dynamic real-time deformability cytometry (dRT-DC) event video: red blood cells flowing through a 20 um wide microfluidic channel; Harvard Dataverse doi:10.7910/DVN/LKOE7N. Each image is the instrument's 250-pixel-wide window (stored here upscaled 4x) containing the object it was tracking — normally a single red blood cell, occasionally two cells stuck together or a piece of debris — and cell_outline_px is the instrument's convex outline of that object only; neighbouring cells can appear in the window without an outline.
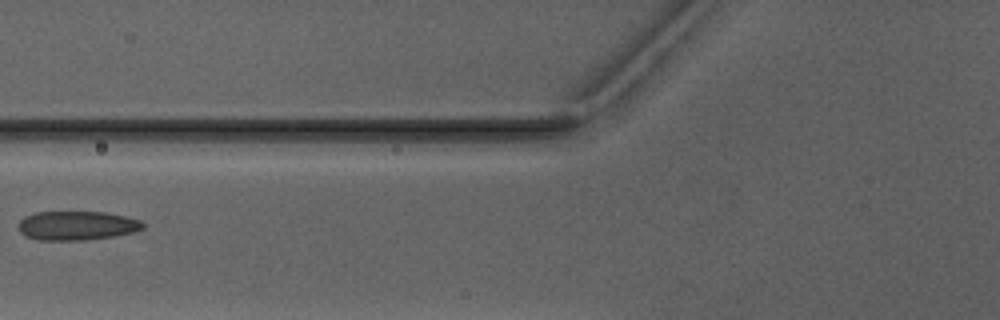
{"species": "Egyptian fruit bat (a non-hibernating species)", "species_latin": "Rousettus aegyptiacus", "temperature_condition": "warm", "stored_images_in_passage": 3, "camera_frame_rate_fps": 3000, "um_per_image_px": 0.085, "animal": {"sex": "male"}, "frame": {"image": 1, "passage_image": 3, "time_ms": 2.333, "image_size_px": [1000, 320], "cell_outline_px": [[144, 228], [136, 232], [116, 236], [80, 240], [36, 240], [24, 236], [20, 232], [16, 224], [24, 216], [36, 212], [104, 212], [124, 216], [140, 220], [144, 224]], "centroid_in_image_um": [6.5, 19.18], "position_along_channel_um": 119.3, "area_um2": 21.33}}